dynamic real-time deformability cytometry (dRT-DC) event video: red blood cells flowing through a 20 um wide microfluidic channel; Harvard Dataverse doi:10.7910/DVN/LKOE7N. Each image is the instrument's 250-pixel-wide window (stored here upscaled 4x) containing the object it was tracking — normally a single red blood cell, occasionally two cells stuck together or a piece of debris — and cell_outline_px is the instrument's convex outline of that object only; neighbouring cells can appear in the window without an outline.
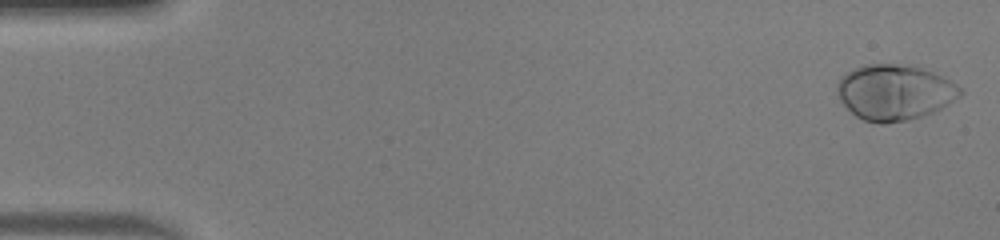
{"species": "human", "species_latin": "Homo sapiens", "temperature_condition": "warm", "stored_images_in_passage": 49, "camera_frame_rate_fps": 3000, "um_per_image_px": 0.085, "donor": {"sex": "male"}, "frame": {"image": 1, "passage_image": 1, "time_ms": 0.0, "image_size_px": [1000, 240], "cell_outline_px": [[964, 92], [960, 96], [948, 104], [932, 112], [908, 120], [884, 124], [880, 124], [864, 120], [856, 116], [840, 100], [836, 88], [836, 84], [840, 76], [864, 64], [916, 64], [944, 76], [956, 84]], "centroid_in_image_um": [76.05, 7.82], "position_along_channel_um": 8.9, "area_um2": 40.17}}
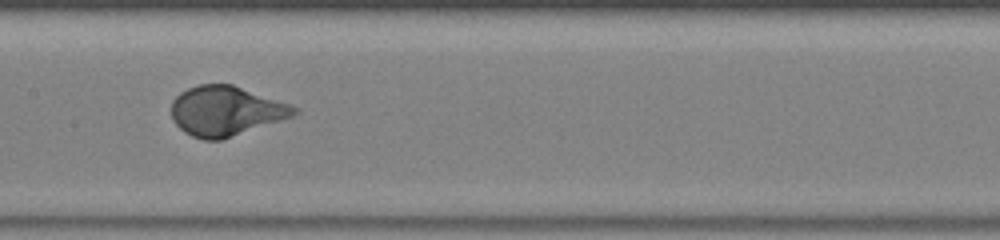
{"frame": {"image": 2, "passage_image": 25, "time_ms": 8.0, "image_size_px": [1000, 240], "cell_outline_px": [[300, 112], [292, 116], [220, 140], [204, 140], [192, 136], [184, 132], [172, 120], [172, 100], [180, 92], [188, 88], [200, 84], [232, 84], [300, 108]], "centroid_in_image_um": [19.16, 9.43], "position_along_channel_um": 188.2, "area_um2": 35.2}}
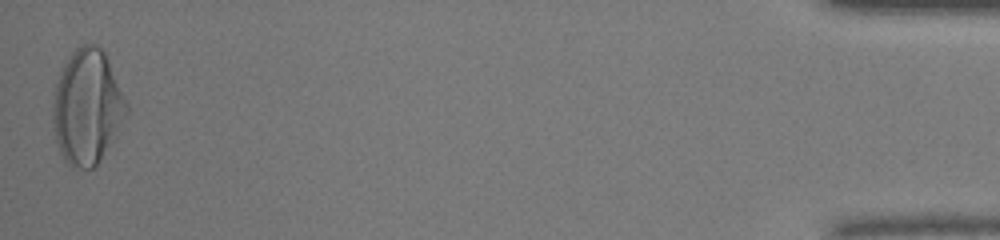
{"frame": {"image": 3, "passage_image": 49, "time_ms": 16.0, "image_size_px": [1000, 240], "cell_outline_px": [[128, 112], [100, 160], [92, 168], [76, 168], [68, 164], [64, 160], [60, 152], [56, 140], [52, 124], [52, 104], [56, 84], [60, 72], [64, 64], [76, 48], [80, 44], [96, 44], [104, 52], [128, 104]], "centroid_in_image_um": [7.38, 9.09], "position_along_channel_um": 427.8, "area_um2": 48.73}, "authors_computed_cell_mechanics": {"area_um2": 37.0498, "velocity_mm_per_s": 4.1409, "shape_relaxation_time_tau1_ms": 2.5842, "shape_relaxation_time_tau2_ms": null, "deformation_change_tau1": 0.2126, "deformation_change_tau2": null}}